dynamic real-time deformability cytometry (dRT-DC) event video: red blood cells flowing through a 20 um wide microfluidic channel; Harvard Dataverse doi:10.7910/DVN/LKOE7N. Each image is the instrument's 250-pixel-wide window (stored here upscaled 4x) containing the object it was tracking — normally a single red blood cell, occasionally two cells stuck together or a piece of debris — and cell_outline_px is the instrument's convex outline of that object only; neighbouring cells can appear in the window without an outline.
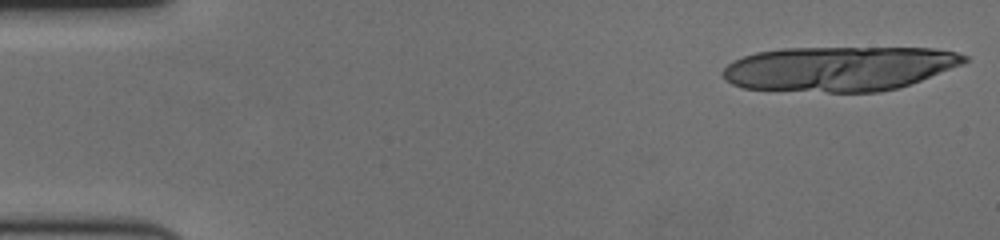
{"species": "human", "species_latin": "Homo sapiens", "temperature_condition": "cold", "stored_images_in_passage": 19, "camera_frame_rate_fps": 3000, "um_per_image_px": 0.085, "donor": {"sex": "female"}, "frame": {"image": 1, "passage_image": 1, "time_ms": 0.0, "image_size_px": [1000, 240], "cell_outline_px": [[968, 60], [960, 64], [920, 80], [896, 88], [880, 92], [828, 92], [744, 88], [732, 84], [724, 80], [724, 68], [728, 64], [744, 56], [756, 52], [784, 48], [932, 48], [956, 52], [968, 56]], "centroid_in_image_um": [71.3, 5.83], "position_along_channel_um": 13.7, "area_um2": 62.42}}
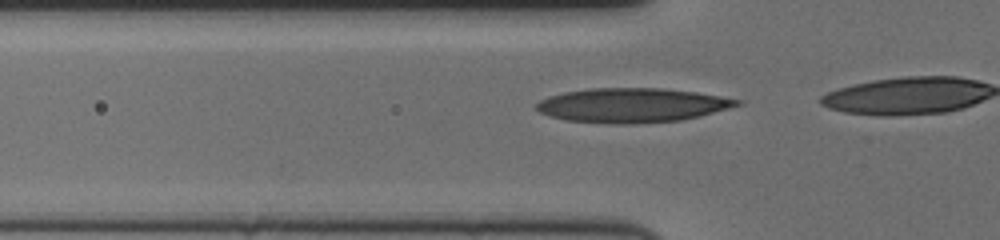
{"frame": {"image": 2, "passage_image": 16, "time_ms": 5.0, "image_size_px": [1000, 240], "cell_outline_px": [[744, 104], [700, 116], [680, 120], [628, 124], [616, 124], [564, 120], [540, 112], [536, 108], [536, 104], [540, 100], [548, 96], [564, 92], [592, 88], [664, 88], [696, 92], [720, 96], [740, 100]], "centroid_in_image_um": [53.74, 8.94], "position_along_channel_um": 72.1, "area_um2": 40.06}}